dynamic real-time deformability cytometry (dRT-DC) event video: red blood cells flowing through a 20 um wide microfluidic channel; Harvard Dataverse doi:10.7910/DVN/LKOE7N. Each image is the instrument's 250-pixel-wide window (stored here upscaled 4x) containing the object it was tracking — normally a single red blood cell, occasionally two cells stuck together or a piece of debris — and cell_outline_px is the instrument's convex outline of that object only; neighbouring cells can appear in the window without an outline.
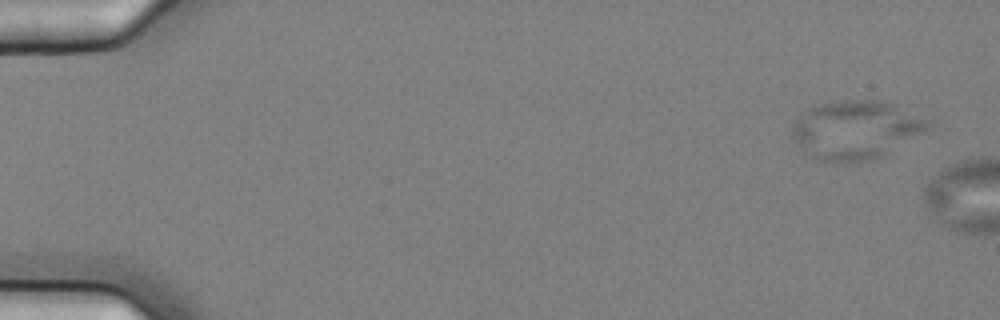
{"species": "common noctule bat (a hibernating species)", "species_latin": "Nyctalus noctula", "temperature_condition": "cold", "stored_images_in_passage": 2, "camera_frame_rate_fps": 3000, "um_per_image_px": 0.085, "animal": {"sex": "female", "body_mass_g": 25.1}, "frame": {"image": 1, "passage_image": 1, "time_ms": 0.0, "image_size_px": [1000, 320], "cell_outline_px": [[936, 124], [928, 132], [884, 156], [860, 164], [824, 164], [808, 156], [792, 140], [792, 128], [796, 120], [808, 108], [820, 104], [840, 100], [880, 100], [896, 104], [932, 116], [936, 120]], "centroid_in_image_um": [72.88, 11.08], "position_along_channel_um": 12.1, "area_um2": 49.07}}